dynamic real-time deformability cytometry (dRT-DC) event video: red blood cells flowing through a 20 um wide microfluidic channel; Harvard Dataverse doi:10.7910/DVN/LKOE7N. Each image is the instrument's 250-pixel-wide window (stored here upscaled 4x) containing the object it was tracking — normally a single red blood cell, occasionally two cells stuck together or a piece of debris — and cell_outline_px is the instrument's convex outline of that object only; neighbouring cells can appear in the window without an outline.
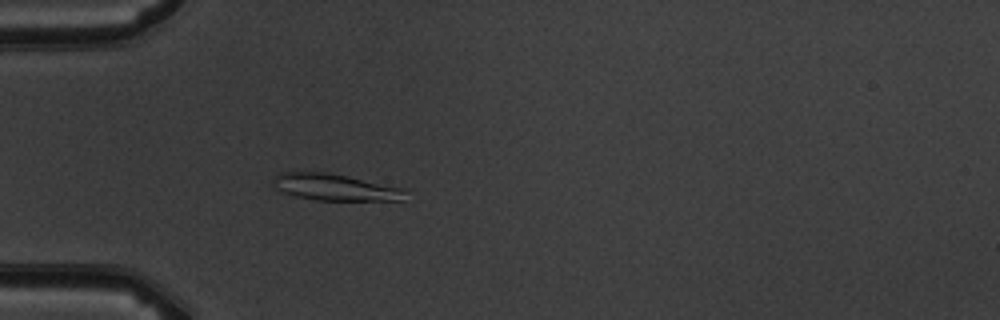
{"species": "common noctule bat (a hibernating species)", "species_latin": "Nyctalus noctula", "temperature_condition": "warm", "stored_images_in_passage": 5, "camera_frame_rate_fps": 3000, "um_per_image_px": 0.085, "animal": {"sex": "male", "body_mass_g": 19.5, "forearm_length_mm": 54.6}, "frame": {"image": 1, "passage_image": 5, "time_ms": 4.667, "image_size_px": [1000, 320], "cell_outline_px": [[408, 192], [404, 200], [316, 200], [296, 196], [280, 192], [268, 184], [280, 172], [328, 172], [348, 176], [404, 188]], "centroid_in_image_um": [28.43, 15.91], "position_along_channel_um": 56.6, "area_um2": 20.81}}